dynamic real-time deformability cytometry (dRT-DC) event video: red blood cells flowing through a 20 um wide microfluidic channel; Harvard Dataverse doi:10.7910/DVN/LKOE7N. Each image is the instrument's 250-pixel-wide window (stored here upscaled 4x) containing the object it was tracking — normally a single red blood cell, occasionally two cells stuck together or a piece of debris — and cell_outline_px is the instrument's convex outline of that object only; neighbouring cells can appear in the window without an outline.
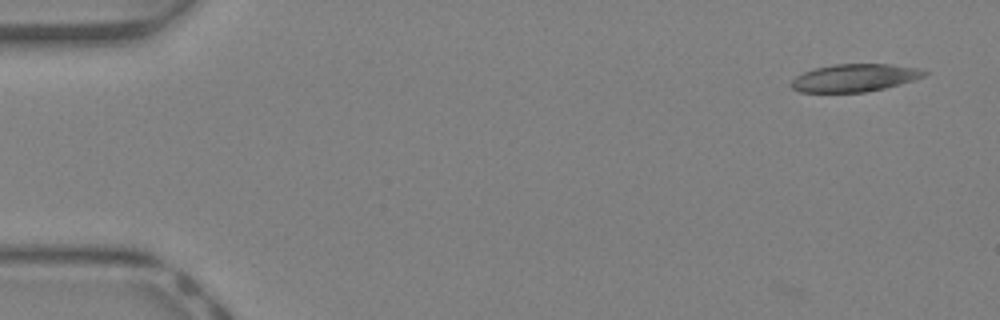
{"species": "Egyptian fruit bat (a non-hibernating species)", "species_latin": "Rousettus aegyptiacus", "temperature_condition": "warm", "stored_images_in_passage": 41, "segment_of_instrument_passage": [1, 2], "camera_frame_rate_fps": 3000, "um_per_image_px": 0.085, "animal": {"sex": "female"}, "frame": {"image": 1, "passage_image": 1, "time_ms": 0.0, "image_size_px": [1000, 320], "cell_outline_px": [[928, 72], [924, 76], [900, 84], [884, 88], [864, 92], [800, 92], [792, 88], [792, 80], [796, 76], [804, 72], [816, 68], [836, 64], [888, 64], [920, 68]], "centroid_in_image_um": [72.65, 6.61], "position_along_channel_um": 12.3, "area_um2": 21.21}}
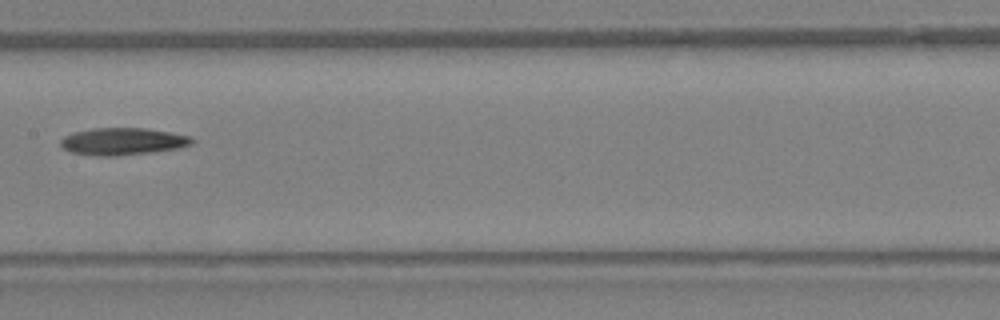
{"frame": {"image": 2, "passage_image": 20, "time_ms": 6.333, "image_size_px": [1000, 320], "cell_outline_px": [[196, 140], [192, 144], [180, 148], [148, 152], [112, 156], [100, 156], [72, 152], [64, 148], [60, 144], [60, 140], [64, 136], [72, 132], [96, 128], [144, 128], [192, 136]], "centroid_in_image_um": [10.45, 12.01], "position_along_channel_um": 196.9, "area_um2": 20.63}}
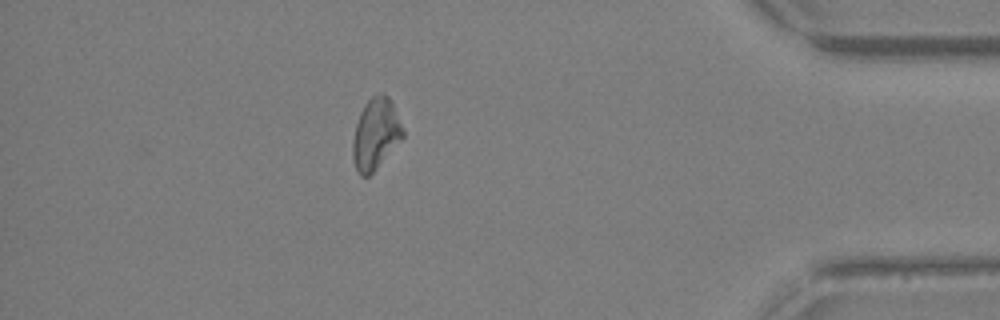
{"frame": {"image": 3, "passage_image": 35, "time_ms": 11.333, "image_size_px": [1000, 320], "cell_outline_px": [[404, 136], [376, 168], [368, 176], [360, 176], [356, 172], [352, 156], [352, 144], [356, 124], [360, 112], [364, 104], [372, 96], [388, 96], [404, 128]], "centroid_in_image_um": [31.91, 11.42], "position_along_channel_um": 403.3, "area_um2": 20.4}}